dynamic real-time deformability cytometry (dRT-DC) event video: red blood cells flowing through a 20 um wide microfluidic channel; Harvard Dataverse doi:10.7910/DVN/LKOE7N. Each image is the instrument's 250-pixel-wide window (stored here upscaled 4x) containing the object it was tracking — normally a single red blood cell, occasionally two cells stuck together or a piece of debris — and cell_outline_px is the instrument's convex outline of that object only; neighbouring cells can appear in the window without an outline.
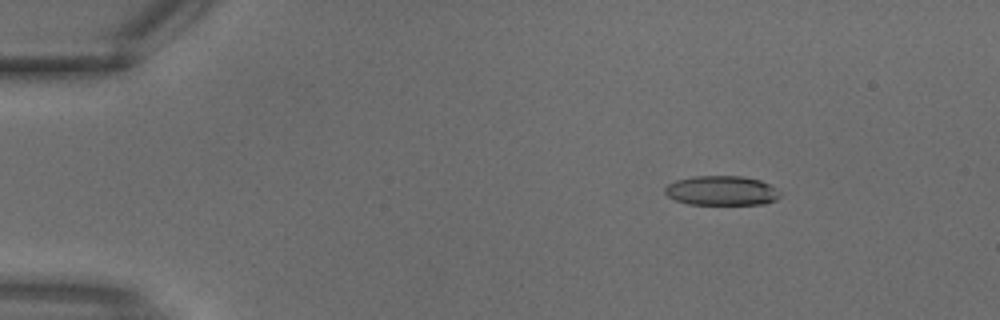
{"species": "common noctule bat (a hibernating species)", "species_latin": "Nyctalus noctula", "temperature_condition": "warm", "stored_images_in_passage": 3, "camera_frame_rate_fps": 3000, "um_per_image_px": 0.085, "animal": {"sex": "male", "body_mass_g": 18.8}, "frame": {"image": 1, "passage_image": 2, "time_ms": 0.333, "image_size_px": [1000, 320], "cell_outline_px": [[784, 192], [776, 200], [764, 204], [688, 204], [676, 200], [668, 196], [664, 192], [664, 188], [668, 184], [676, 180], [692, 176], [744, 176], [760, 180]], "centroid_in_image_um": [61.36, 16.2], "position_along_channel_um": 23.6, "area_um2": 20.0}}